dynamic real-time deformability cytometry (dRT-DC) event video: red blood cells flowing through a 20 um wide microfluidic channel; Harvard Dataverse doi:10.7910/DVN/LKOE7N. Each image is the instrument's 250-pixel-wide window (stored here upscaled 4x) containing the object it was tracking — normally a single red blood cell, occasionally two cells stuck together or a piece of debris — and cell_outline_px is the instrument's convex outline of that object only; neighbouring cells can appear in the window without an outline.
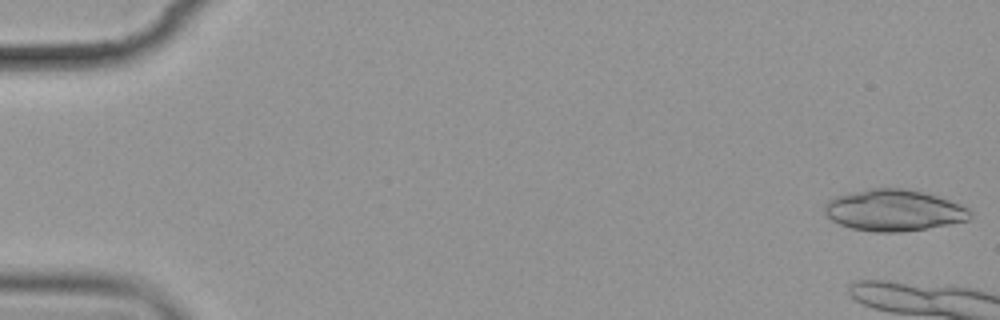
{"species": "common noctule bat (a hibernating species)", "species_latin": "Nyctalus noctula", "temperature_condition": "cold", "stored_images_in_passage": 6, "camera_frame_rate_fps": 3000, "um_per_image_px": 0.085, "animal": {"sex": "female", "body_mass_g": 19.9}, "frame": {"image": 1, "passage_image": 1, "time_ms": 0.0, "image_size_px": [1000, 320], "cell_outline_px": [[972, 216], [968, 220], [948, 224], [900, 232], [876, 232], [852, 228], [840, 224], [832, 220], [824, 212], [824, 204], [832, 196], [868, 188], [900, 188], [920, 192], [936, 196], [960, 204], [968, 208], [972, 212]], "centroid_in_image_um": [75.93, 17.87], "position_along_channel_um": 9.1, "area_um2": 34.97}}